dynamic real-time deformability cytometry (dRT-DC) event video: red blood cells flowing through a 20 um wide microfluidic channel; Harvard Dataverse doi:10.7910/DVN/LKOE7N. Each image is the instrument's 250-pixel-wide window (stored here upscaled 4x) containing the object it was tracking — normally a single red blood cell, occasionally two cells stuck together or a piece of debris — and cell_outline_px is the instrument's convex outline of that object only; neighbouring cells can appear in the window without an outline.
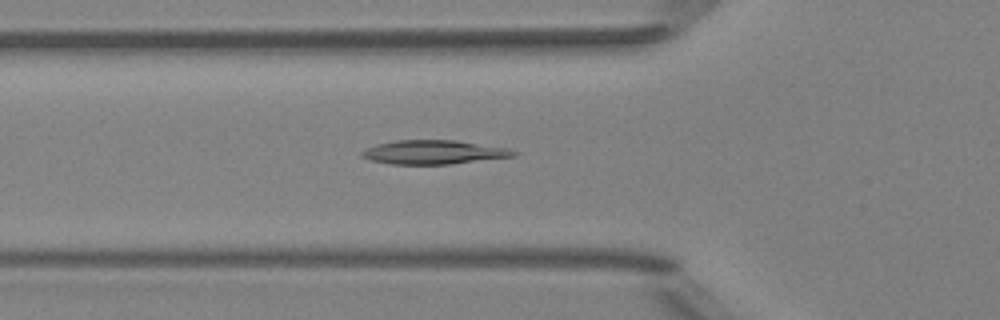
{"species": "Egyptian fruit bat (a non-hibernating species)", "species_latin": "Rousettus aegyptiacus", "temperature_condition": "room temperature", "stored_images_in_passage": 48, "camera_frame_rate_fps": 3000, "um_per_image_px": 0.085, "animal": {"sex": "female"}, "frame": {"image": 1, "passage_image": 15, "time_ms": 4.667, "image_size_px": [1000, 320], "cell_outline_px": [[520, 152], [516, 156], [452, 164], [388, 164], [372, 160], [360, 156], [360, 152], [364, 148], [376, 144], [396, 140], [456, 140], [508, 148]], "centroid_in_image_um": [36.86, 12.93], "position_along_channel_um": 88.9, "area_um2": 21.39}}
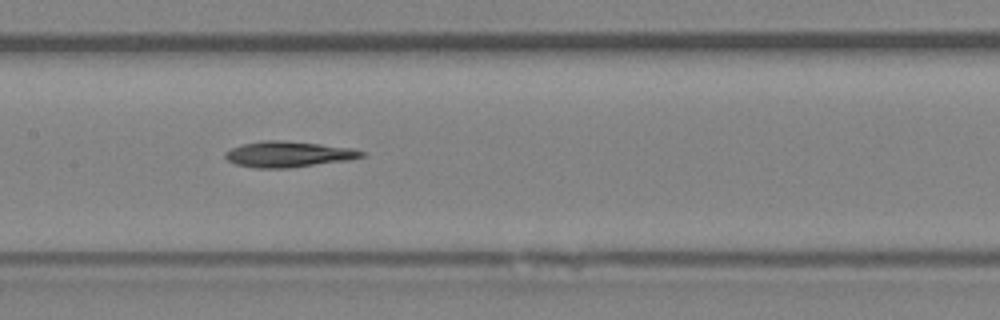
{"frame": {"image": 2, "passage_image": 22, "time_ms": 7.0, "image_size_px": [1000, 320], "cell_outline_px": [[368, 152], [364, 156], [348, 160], [288, 168], [256, 168], [236, 164], [228, 160], [224, 156], [224, 152], [240, 144], [264, 140], [284, 140], [320, 144], [352, 148]], "centroid_in_image_um": [24.51, 13.1], "position_along_channel_um": 182.9, "area_um2": 20.58}}
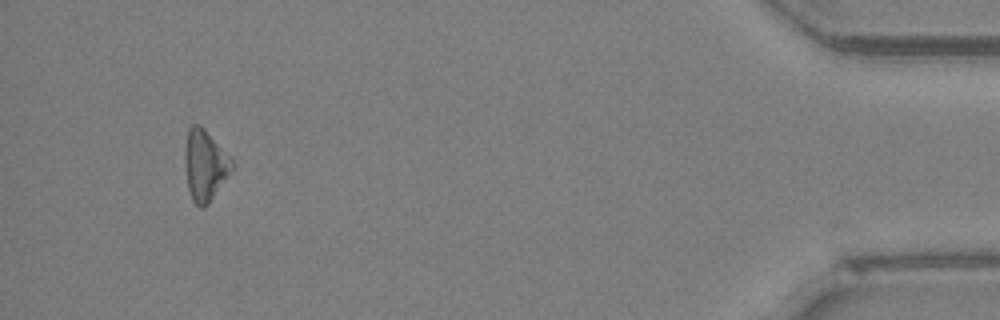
{"frame": {"image": 3, "passage_image": 45, "time_ms": 14.667, "image_size_px": [1000, 320], "cell_outline_px": [[236, 164], [232, 172], [208, 204], [204, 208], [200, 208], [192, 200], [188, 188], [184, 164], [184, 156], [188, 128], [192, 124], [200, 124], [232, 156]], "centroid_in_image_um": [17.46, 14.03], "position_along_channel_um": 417.7, "area_um2": 20.0}, "authors_computed_cell_mechanics": {"area_um2": 20.23, "velocity_mm_per_s": 4.0319, "shape_relaxation_time_tau1_ms": 9.7299, "shape_relaxation_time_tau2_ms": null, "deformation_change_tau1": 0.1553, "deformation_change_tau2": null}}